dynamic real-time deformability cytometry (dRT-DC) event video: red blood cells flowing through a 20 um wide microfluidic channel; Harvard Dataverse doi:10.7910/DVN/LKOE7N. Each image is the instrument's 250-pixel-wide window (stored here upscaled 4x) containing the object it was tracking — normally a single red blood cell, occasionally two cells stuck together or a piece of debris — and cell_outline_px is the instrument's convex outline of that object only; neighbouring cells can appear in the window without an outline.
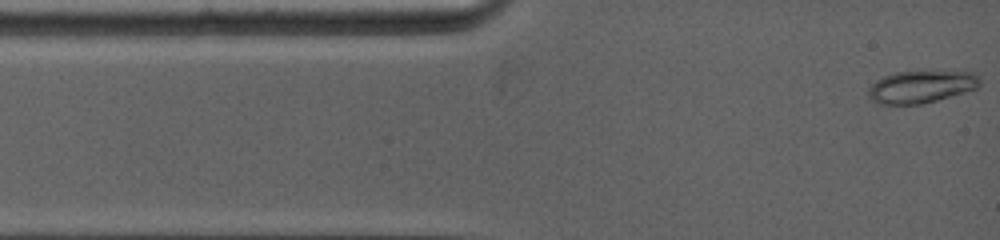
{"species": "common noctule bat (a hibernating species)", "species_latin": "Nyctalus noctula", "temperature_condition": "warm", "stored_images_in_passage": 4, "camera_frame_rate_fps": 5000, "um_per_image_px": 0.085, "animal": {"sex": "female", "body_mass_g": 19.0, "forearm_length_mm": 53.3}, "frame": {"image": 1, "passage_image": 1, "time_ms": 0.0, "image_size_px": [1000, 240], "cell_outline_px": [[980, 84], [976, 88], [964, 92], [924, 104], [876, 104], [868, 96], [868, 88], [876, 80], [884, 76], [896, 72], [972, 72], [980, 76]], "centroid_in_image_um": [78.27, 7.39], "position_along_channel_um": 6.7, "area_um2": 20.87}}